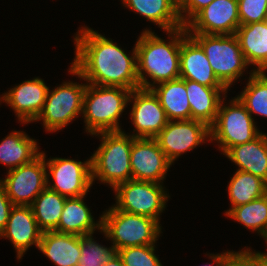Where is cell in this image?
I'll use <instances>...</instances> for the list:
<instances>
[{
	"mask_svg": "<svg viewBox=\"0 0 267 266\" xmlns=\"http://www.w3.org/2000/svg\"><path fill=\"white\" fill-rule=\"evenodd\" d=\"M49 87L39 77L26 80L4 94V102L13 109L21 124L33 123L41 113Z\"/></svg>",
	"mask_w": 267,
	"mask_h": 266,
	"instance_id": "obj_16",
	"label": "cell"
},
{
	"mask_svg": "<svg viewBox=\"0 0 267 266\" xmlns=\"http://www.w3.org/2000/svg\"><path fill=\"white\" fill-rule=\"evenodd\" d=\"M86 86L87 83L65 81L53 90L49 89L44 107L34 122L43 121L46 132L62 130L82 115Z\"/></svg>",
	"mask_w": 267,
	"mask_h": 266,
	"instance_id": "obj_8",
	"label": "cell"
},
{
	"mask_svg": "<svg viewBox=\"0 0 267 266\" xmlns=\"http://www.w3.org/2000/svg\"><path fill=\"white\" fill-rule=\"evenodd\" d=\"M248 65L255 72H267V20L240 25L235 33Z\"/></svg>",
	"mask_w": 267,
	"mask_h": 266,
	"instance_id": "obj_20",
	"label": "cell"
},
{
	"mask_svg": "<svg viewBox=\"0 0 267 266\" xmlns=\"http://www.w3.org/2000/svg\"><path fill=\"white\" fill-rule=\"evenodd\" d=\"M104 266H125V264L116 253Z\"/></svg>",
	"mask_w": 267,
	"mask_h": 266,
	"instance_id": "obj_38",
	"label": "cell"
},
{
	"mask_svg": "<svg viewBox=\"0 0 267 266\" xmlns=\"http://www.w3.org/2000/svg\"><path fill=\"white\" fill-rule=\"evenodd\" d=\"M155 139L173 164L182 154L210 142V127L193 119L168 121Z\"/></svg>",
	"mask_w": 267,
	"mask_h": 266,
	"instance_id": "obj_12",
	"label": "cell"
},
{
	"mask_svg": "<svg viewBox=\"0 0 267 266\" xmlns=\"http://www.w3.org/2000/svg\"><path fill=\"white\" fill-rule=\"evenodd\" d=\"M166 34L168 40L159 37L151 28H146L135 42L137 74L142 89H151L155 84L180 78L181 41L188 33L183 26Z\"/></svg>",
	"mask_w": 267,
	"mask_h": 266,
	"instance_id": "obj_2",
	"label": "cell"
},
{
	"mask_svg": "<svg viewBox=\"0 0 267 266\" xmlns=\"http://www.w3.org/2000/svg\"><path fill=\"white\" fill-rule=\"evenodd\" d=\"M67 197L46 187L34 200L31 208L42 232L55 231Z\"/></svg>",
	"mask_w": 267,
	"mask_h": 266,
	"instance_id": "obj_27",
	"label": "cell"
},
{
	"mask_svg": "<svg viewBox=\"0 0 267 266\" xmlns=\"http://www.w3.org/2000/svg\"><path fill=\"white\" fill-rule=\"evenodd\" d=\"M188 34L202 47L214 74L229 90L249 66L236 35Z\"/></svg>",
	"mask_w": 267,
	"mask_h": 266,
	"instance_id": "obj_6",
	"label": "cell"
},
{
	"mask_svg": "<svg viewBox=\"0 0 267 266\" xmlns=\"http://www.w3.org/2000/svg\"><path fill=\"white\" fill-rule=\"evenodd\" d=\"M78 33V34H77ZM74 37L75 57L68 72L88 84L139 89L136 45L129 56L121 46L88 26Z\"/></svg>",
	"mask_w": 267,
	"mask_h": 266,
	"instance_id": "obj_1",
	"label": "cell"
},
{
	"mask_svg": "<svg viewBox=\"0 0 267 266\" xmlns=\"http://www.w3.org/2000/svg\"><path fill=\"white\" fill-rule=\"evenodd\" d=\"M223 155L238 169L253 174L267 183V134L261 133L253 141L229 148Z\"/></svg>",
	"mask_w": 267,
	"mask_h": 266,
	"instance_id": "obj_19",
	"label": "cell"
},
{
	"mask_svg": "<svg viewBox=\"0 0 267 266\" xmlns=\"http://www.w3.org/2000/svg\"><path fill=\"white\" fill-rule=\"evenodd\" d=\"M225 216L234 219L246 229L256 231L267 241V194L247 204L229 208Z\"/></svg>",
	"mask_w": 267,
	"mask_h": 266,
	"instance_id": "obj_28",
	"label": "cell"
},
{
	"mask_svg": "<svg viewBox=\"0 0 267 266\" xmlns=\"http://www.w3.org/2000/svg\"><path fill=\"white\" fill-rule=\"evenodd\" d=\"M225 99H222L216 119L210 126V141L217 142L221 154L231 147L253 141L262 133L238 97L226 105Z\"/></svg>",
	"mask_w": 267,
	"mask_h": 266,
	"instance_id": "obj_7",
	"label": "cell"
},
{
	"mask_svg": "<svg viewBox=\"0 0 267 266\" xmlns=\"http://www.w3.org/2000/svg\"><path fill=\"white\" fill-rule=\"evenodd\" d=\"M155 245H142L117 250L125 266H163L155 254Z\"/></svg>",
	"mask_w": 267,
	"mask_h": 266,
	"instance_id": "obj_32",
	"label": "cell"
},
{
	"mask_svg": "<svg viewBox=\"0 0 267 266\" xmlns=\"http://www.w3.org/2000/svg\"><path fill=\"white\" fill-rule=\"evenodd\" d=\"M151 90L158 97L169 121L191 119V107L186 92V79H176L155 85Z\"/></svg>",
	"mask_w": 267,
	"mask_h": 266,
	"instance_id": "obj_25",
	"label": "cell"
},
{
	"mask_svg": "<svg viewBox=\"0 0 267 266\" xmlns=\"http://www.w3.org/2000/svg\"><path fill=\"white\" fill-rule=\"evenodd\" d=\"M227 91V88L207 87L186 79L191 119L202 121L210 127L216 119L222 99L227 97Z\"/></svg>",
	"mask_w": 267,
	"mask_h": 266,
	"instance_id": "obj_21",
	"label": "cell"
},
{
	"mask_svg": "<svg viewBox=\"0 0 267 266\" xmlns=\"http://www.w3.org/2000/svg\"><path fill=\"white\" fill-rule=\"evenodd\" d=\"M245 105L247 111L252 114L267 118V74L266 72H249V79L244 90L237 95Z\"/></svg>",
	"mask_w": 267,
	"mask_h": 266,
	"instance_id": "obj_30",
	"label": "cell"
},
{
	"mask_svg": "<svg viewBox=\"0 0 267 266\" xmlns=\"http://www.w3.org/2000/svg\"><path fill=\"white\" fill-rule=\"evenodd\" d=\"M46 172L44 151L31 162L8 171L1 181L13 205L31 206L47 187Z\"/></svg>",
	"mask_w": 267,
	"mask_h": 266,
	"instance_id": "obj_11",
	"label": "cell"
},
{
	"mask_svg": "<svg viewBox=\"0 0 267 266\" xmlns=\"http://www.w3.org/2000/svg\"><path fill=\"white\" fill-rule=\"evenodd\" d=\"M37 143L24 131H12L0 143V163L10 171L31 162L41 153Z\"/></svg>",
	"mask_w": 267,
	"mask_h": 266,
	"instance_id": "obj_26",
	"label": "cell"
},
{
	"mask_svg": "<svg viewBox=\"0 0 267 266\" xmlns=\"http://www.w3.org/2000/svg\"><path fill=\"white\" fill-rule=\"evenodd\" d=\"M240 25L267 20V0H238Z\"/></svg>",
	"mask_w": 267,
	"mask_h": 266,
	"instance_id": "obj_33",
	"label": "cell"
},
{
	"mask_svg": "<svg viewBox=\"0 0 267 266\" xmlns=\"http://www.w3.org/2000/svg\"><path fill=\"white\" fill-rule=\"evenodd\" d=\"M101 230L114 248L155 245L161 236V224L150 217L117 210L113 205L101 215Z\"/></svg>",
	"mask_w": 267,
	"mask_h": 266,
	"instance_id": "obj_5",
	"label": "cell"
},
{
	"mask_svg": "<svg viewBox=\"0 0 267 266\" xmlns=\"http://www.w3.org/2000/svg\"><path fill=\"white\" fill-rule=\"evenodd\" d=\"M130 112L134 138H155L166 126L168 118L158 97L151 89H135L130 92L128 104L132 103Z\"/></svg>",
	"mask_w": 267,
	"mask_h": 266,
	"instance_id": "obj_13",
	"label": "cell"
},
{
	"mask_svg": "<svg viewBox=\"0 0 267 266\" xmlns=\"http://www.w3.org/2000/svg\"><path fill=\"white\" fill-rule=\"evenodd\" d=\"M129 8L167 32L183 27L173 0H121Z\"/></svg>",
	"mask_w": 267,
	"mask_h": 266,
	"instance_id": "obj_23",
	"label": "cell"
},
{
	"mask_svg": "<svg viewBox=\"0 0 267 266\" xmlns=\"http://www.w3.org/2000/svg\"><path fill=\"white\" fill-rule=\"evenodd\" d=\"M227 186L231 208L267 194V183L264 180L241 170H236Z\"/></svg>",
	"mask_w": 267,
	"mask_h": 266,
	"instance_id": "obj_29",
	"label": "cell"
},
{
	"mask_svg": "<svg viewBox=\"0 0 267 266\" xmlns=\"http://www.w3.org/2000/svg\"><path fill=\"white\" fill-rule=\"evenodd\" d=\"M84 197L66 198L60 221L55 231L67 234L86 236L94 234L95 230H101V216L98 222L90 208L84 202Z\"/></svg>",
	"mask_w": 267,
	"mask_h": 266,
	"instance_id": "obj_24",
	"label": "cell"
},
{
	"mask_svg": "<svg viewBox=\"0 0 267 266\" xmlns=\"http://www.w3.org/2000/svg\"><path fill=\"white\" fill-rule=\"evenodd\" d=\"M220 266H257V251L248 247L233 251Z\"/></svg>",
	"mask_w": 267,
	"mask_h": 266,
	"instance_id": "obj_34",
	"label": "cell"
},
{
	"mask_svg": "<svg viewBox=\"0 0 267 266\" xmlns=\"http://www.w3.org/2000/svg\"><path fill=\"white\" fill-rule=\"evenodd\" d=\"M13 206H14L13 203L6 194L3 182L0 179V234L7 225L10 211Z\"/></svg>",
	"mask_w": 267,
	"mask_h": 266,
	"instance_id": "obj_36",
	"label": "cell"
},
{
	"mask_svg": "<svg viewBox=\"0 0 267 266\" xmlns=\"http://www.w3.org/2000/svg\"><path fill=\"white\" fill-rule=\"evenodd\" d=\"M1 96H2V97H1ZM1 96H0V104H1L2 102L4 103V94H2Z\"/></svg>",
	"mask_w": 267,
	"mask_h": 266,
	"instance_id": "obj_41",
	"label": "cell"
},
{
	"mask_svg": "<svg viewBox=\"0 0 267 266\" xmlns=\"http://www.w3.org/2000/svg\"><path fill=\"white\" fill-rule=\"evenodd\" d=\"M213 0H184L179 6V17L185 26L200 10L208 6Z\"/></svg>",
	"mask_w": 267,
	"mask_h": 266,
	"instance_id": "obj_35",
	"label": "cell"
},
{
	"mask_svg": "<svg viewBox=\"0 0 267 266\" xmlns=\"http://www.w3.org/2000/svg\"><path fill=\"white\" fill-rule=\"evenodd\" d=\"M80 250L78 266H104L117 253L113 245L108 248L97 243L93 234L80 236Z\"/></svg>",
	"mask_w": 267,
	"mask_h": 266,
	"instance_id": "obj_31",
	"label": "cell"
},
{
	"mask_svg": "<svg viewBox=\"0 0 267 266\" xmlns=\"http://www.w3.org/2000/svg\"><path fill=\"white\" fill-rule=\"evenodd\" d=\"M178 6L184 1V0H173Z\"/></svg>",
	"mask_w": 267,
	"mask_h": 266,
	"instance_id": "obj_40",
	"label": "cell"
},
{
	"mask_svg": "<svg viewBox=\"0 0 267 266\" xmlns=\"http://www.w3.org/2000/svg\"><path fill=\"white\" fill-rule=\"evenodd\" d=\"M180 78L214 88H226L214 74L202 47L187 34L181 41Z\"/></svg>",
	"mask_w": 267,
	"mask_h": 266,
	"instance_id": "obj_18",
	"label": "cell"
},
{
	"mask_svg": "<svg viewBox=\"0 0 267 266\" xmlns=\"http://www.w3.org/2000/svg\"><path fill=\"white\" fill-rule=\"evenodd\" d=\"M257 266H267V256L263 252H257Z\"/></svg>",
	"mask_w": 267,
	"mask_h": 266,
	"instance_id": "obj_39",
	"label": "cell"
},
{
	"mask_svg": "<svg viewBox=\"0 0 267 266\" xmlns=\"http://www.w3.org/2000/svg\"><path fill=\"white\" fill-rule=\"evenodd\" d=\"M45 164L47 187L60 195L67 198L86 196L93 185L91 157L84 162L60 157L47 160L45 154Z\"/></svg>",
	"mask_w": 267,
	"mask_h": 266,
	"instance_id": "obj_10",
	"label": "cell"
},
{
	"mask_svg": "<svg viewBox=\"0 0 267 266\" xmlns=\"http://www.w3.org/2000/svg\"><path fill=\"white\" fill-rule=\"evenodd\" d=\"M94 135L100 137L101 144L91 156L92 183L100 180L113 190L117 185L131 180L130 156L136 138L123 130Z\"/></svg>",
	"mask_w": 267,
	"mask_h": 266,
	"instance_id": "obj_3",
	"label": "cell"
},
{
	"mask_svg": "<svg viewBox=\"0 0 267 266\" xmlns=\"http://www.w3.org/2000/svg\"><path fill=\"white\" fill-rule=\"evenodd\" d=\"M233 251L227 250L225 252H222V254H210L209 258L212 259V263H206L205 266H220L221 263L232 253ZM214 261V262H213ZM209 264V265H208ZM215 264V265H214Z\"/></svg>",
	"mask_w": 267,
	"mask_h": 266,
	"instance_id": "obj_37",
	"label": "cell"
},
{
	"mask_svg": "<svg viewBox=\"0 0 267 266\" xmlns=\"http://www.w3.org/2000/svg\"><path fill=\"white\" fill-rule=\"evenodd\" d=\"M239 26L238 0H213L185 28L187 33L232 35Z\"/></svg>",
	"mask_w": 267,
	"mask_h": 266,
	"instance_id": "obj_14",
	"label": "cell"
},
{
	"mask_svg": "<svg viewBox=\"0 0 267 266\" xmlns=\"http://www.w3.org/2000/svg\"><path fill=\"white\" fill-rule=\"evenodd\" d=\"M132 179L163 184L172 166L155 138H136L132 143Z\"/></svg>",
	"mask_w": 267,
	"mask_h": 266,
	"instance_id": "obj_15",
	"label": "cell"
},
{
	"mask_svg": "<svg viewBox=\"0 0 267 266\" xmlns=\"http://www.w3.org/2000/svg\"><path fill=\"white\" fill-rule=\"evenodd\" d=\"M38 249L56 266H78L81 256L80 235L42 232Z\"/></svg>",
	"mask_w": 267,
	"mask_h": 266,
	"instance_id": "obj_22",
	"label": "cell"
},
{
	"mask_svg": "<svg viewBox=\"0 0 267 266\" xmlns=\"http://www.w3.org/2000/svg\"><path fill=\"white\" fill-rule=\"evenodd\" d=\"M42 231L39 229L31 206L14 205L0 238H7L15 248L17 259L33 245L39 247Z\"/></svg>",
	"mask_w": 267,
	"mask_h": 266,
	"instance_id": "obj_17",
	"label": "cell"
},
{
	"mask_svg": "<svg viewBox=\"0 0 267 266\" xmlns=\"http://www.w3.org/2000/svg\"><path fill=\"white\" fill-rule=\"evenodd\" d=\"M131 90L88 84L83 98L85 131L94 137L101 132L122 131L120 116L128 105Z\"/></svg>",
	"mask_w": 267,
	"mask_h": 266,
	"instance_id": "obj_4",
	"label": "cell"
},
{
	"mask_svg": "<svg viewBox=\"0 0 267 266\" xmlns=\"http://www.w3.org/2000/svg\"><path fill=\"white\" fill-rule=\"evenodd\" d=\"M164 188L161 183L128 180L113 189L116 194L113 206L117 210L147 216L160 223V215L165 211L170 197Z\"/></svg>",
	"mask_w": 267,
	"mask_h": 266,
	"instance_id": "obj_9",
	"label": "cell"
}]
</instances>
